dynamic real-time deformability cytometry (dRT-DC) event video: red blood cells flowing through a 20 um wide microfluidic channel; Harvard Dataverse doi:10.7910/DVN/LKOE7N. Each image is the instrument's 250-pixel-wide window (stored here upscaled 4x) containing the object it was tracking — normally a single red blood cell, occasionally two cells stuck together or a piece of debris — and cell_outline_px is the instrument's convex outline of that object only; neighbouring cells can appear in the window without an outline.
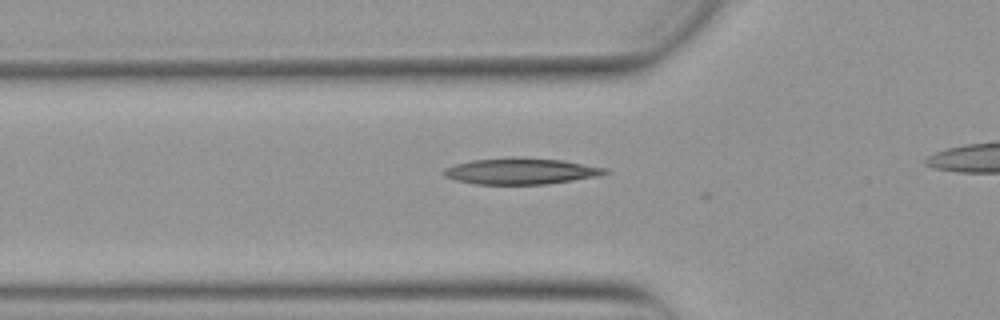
{"species": "Egyptian fruit bat (a non-hibernating species)", "species_latin": "Rousettus aegyptiacus", "temperature_condition": "warm", "stored_images_in_passage": 8, "camera_frame_rate_fps": 3000, "um_per_image_px": 0.085, "animal": {"sex": "female"}, "frame": {"image": 1, "passage_image": 5, "time_ms": 1.333, "image_size_px": [1000, 320], "cell_outline_px": [[612, 172], [600, 176], [548, 184], [476, 184], [456, 180], [444, 176], [440, 172], [444, 168], [456, 164], [472, 160], [508, 156], [516, 156], [564, 160], [608, 168]], "centroid_in_image_um": [44.31, 14.53], "position_along_channel_um": 81.5, "area_um2": 25.2}}